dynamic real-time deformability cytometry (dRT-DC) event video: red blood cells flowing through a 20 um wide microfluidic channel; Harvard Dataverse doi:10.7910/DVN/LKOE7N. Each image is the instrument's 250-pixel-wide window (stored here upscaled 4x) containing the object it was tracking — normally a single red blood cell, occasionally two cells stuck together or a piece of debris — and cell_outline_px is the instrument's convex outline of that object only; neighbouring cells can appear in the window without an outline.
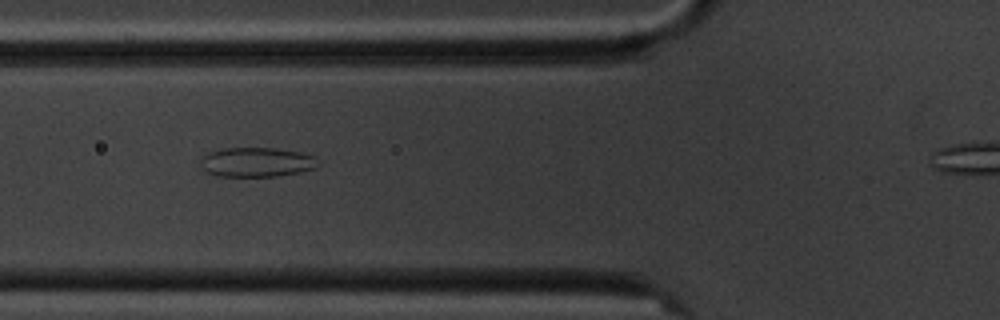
{"species": "common noctule bat (a hibernating species)", "species_latin": "Nyctalus noctula", "temperature_condition": "cold", "stored_images_in_passage": 7, "camera_frame_rate_fps": 3000, "um_per_image_px": 0.085, "animal": {"sex": "male", "body_mass_g": 20.1, "forearm_length_mm": 53.5}, "frame": {"image": 1, "passage_image": 6, "time_ms": 6.667, "image_size_px": [1000, 320], "cell_outline_px": [[320, 164], [316, 168], [300, 172], [276, 176], [216, 176], [208, 172], [204, 168], [200, 160], [208, 152], [224, 148], [272, 148], [300, 152], [312, 156]], "centroid_in_image_um": [21.82, 13.78], "position_along_channel_um": 104.0, "area_um2": 20.0}}